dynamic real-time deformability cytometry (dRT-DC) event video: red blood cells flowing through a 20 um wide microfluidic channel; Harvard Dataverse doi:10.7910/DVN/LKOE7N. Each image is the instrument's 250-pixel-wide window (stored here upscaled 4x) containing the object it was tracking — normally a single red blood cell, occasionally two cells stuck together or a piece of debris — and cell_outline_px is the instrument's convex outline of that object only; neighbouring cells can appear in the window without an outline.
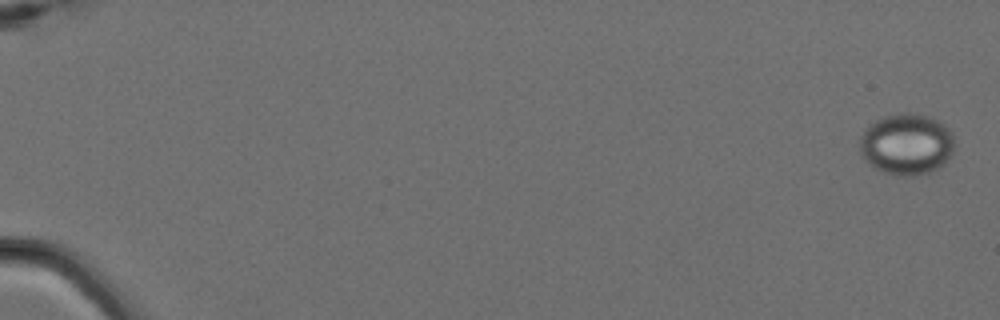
{"species": "Egyptian fruit bat (a non-hibernating species)", "species_latin": "Rousettus aegyptiacus", "temperature_condition": "cold", "stored_images_in_passage": 8, "camera_frame_rate_fps": 3000, "um_per_image_px": 0.085, "animal": {"sex": "female"}, "frame": {"image": 1, "passage_image": 1, "time_ms": 0.0, "image_size_px": [1000, 320], "cell_outline_px": [[956, 144], [952, 152], [944, 164], [928, 172], [912, 176], [896, 176], [884, 172], [876, 168], [864, 160], [860, 152], [860, 136], [864, 128], [876, 120], [884, 116], [900, 112], [912, 112], [928, 116], [944, 124], [952, 132]], "centroid_in_image_um": [77.05, 12.24], "position_along_channel_um": 7.9, "area_um2": 34.22}}
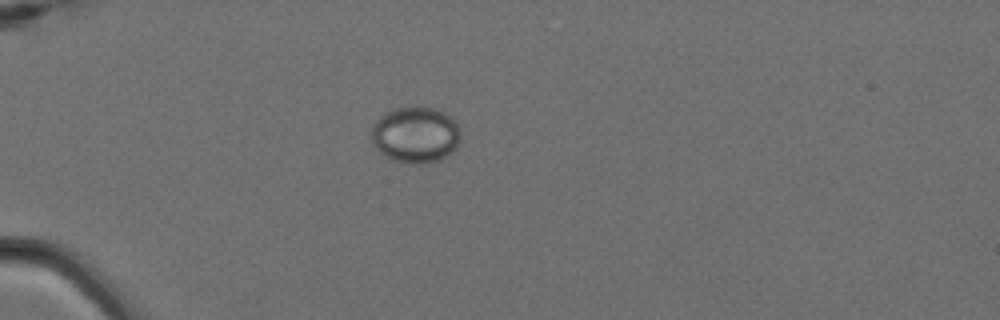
{"frame": {"image": 2, "passage_image": 6, "time_ms": 1.667, "image_size_px": [1000, 320], "cell_outline_px": [[460, 140], [456, 148], [452, 152], [440, 160], [428, 164], [412, 164], [392, 160], [384, 156], [376, 148], [372, 140], [372, 128], [376, 120], [384, 112], [392, 108], [420, 104], [440, 108], [460, 128]], "centroid_in_image_um": [35.32, 11.42], "position_along_channel_um": 49.7, "area_um2": 30.06}}